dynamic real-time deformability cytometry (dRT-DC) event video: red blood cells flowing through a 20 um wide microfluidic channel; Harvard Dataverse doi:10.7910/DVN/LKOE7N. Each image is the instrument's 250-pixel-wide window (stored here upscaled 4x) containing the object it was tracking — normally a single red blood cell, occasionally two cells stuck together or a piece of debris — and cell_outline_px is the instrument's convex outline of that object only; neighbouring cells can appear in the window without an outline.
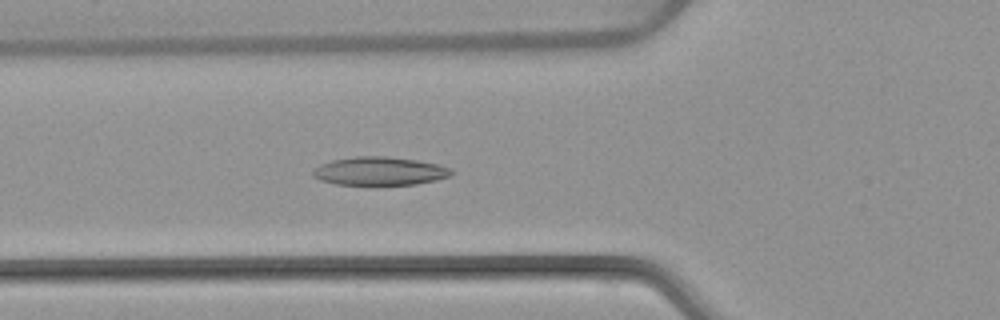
{"species": "common noctule bat (a hibernating species)", "species_latin": "Nyctalus noctula", "temperature_condition": "warm", "stored_images_in_passage": 52, "camera_frame_rate_fps": 3000, "um_per_image_px": 0.085, "animal": {"sex": "female", "body_mass_g": 22.7, "forearm_length_mm": 54.2}, "frame": {"image": 1, "passage_image": 18, "time_ms": 5.667, "image_size_px": [1000, 320], "cell_outline_px": [[452, 172], [448, 176], [436, 180], [416, 184], [376, 188], [336, 184], [320, 180], [312, 176], [312, 168], [320, 164], [332, 160], [356, 156], [388, 156], [416, 160], [436, 164], [452, 168]], "centroid_in_image_um": [32.2, 14.59], "position_along_channel_um": 93.6, "area_um2": 23.93}}
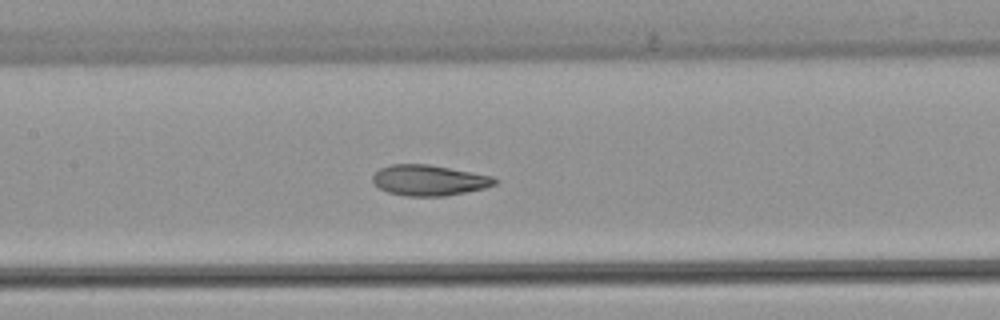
{"frame": {"image": 2, "passage_image": 24, "time_ms": 7.667, "image_size_px": [1000, 320], "cell_outline_px": [[500, 180], [496, 184], [484, 188], [444, 196], [404, 196], [388, 192], [380, 188], [372, 180], [372, 176], [380, 168], [392, 164], [428, 164], [492, 176]], "centroid_in_image_um": [36.47, 15.32], "position_along_channel_um": 170.9, "area_um2": 21.68}}
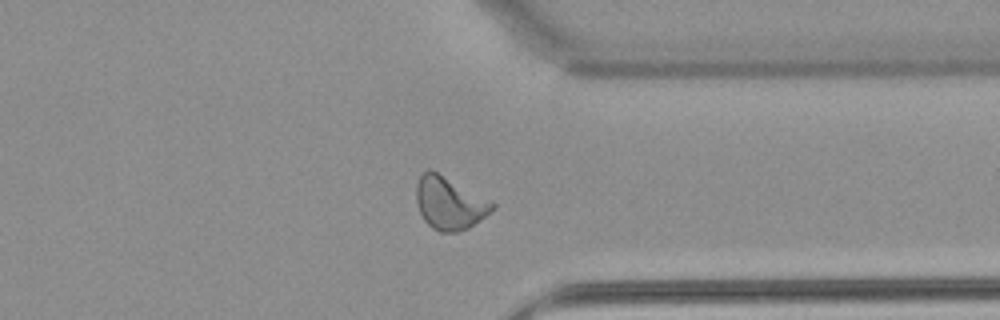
{"frame": {"image": 3, "passage_image": 40, "time_ms": 13.0, "image_size_px": [1000, 320], "cell_outline_px": [[496, 208], [468, 228], [456, 232], [440, 232], [432, 228], [424, 220], [420, 212], [416, 200], [416, 184], [420, 176], [428, 168], [432, 168], [496, 204]], "centroid_in_image_um": [38.18, 17.25], "position_along_channel_um": 373.2, "area_um2": 23.29}, "authors_computed_cell_mechanics": {"area_um2": 22.9177, "velocity_mm_per_s": 3.8447, "shape_relaxation_time_tau1_ms": 6.1644, "shape_relaxation_time_tau2_ms": 1.7982, "deformation_change_tau1": 0.1787, "deformation_change_tau2": 0.0868}}